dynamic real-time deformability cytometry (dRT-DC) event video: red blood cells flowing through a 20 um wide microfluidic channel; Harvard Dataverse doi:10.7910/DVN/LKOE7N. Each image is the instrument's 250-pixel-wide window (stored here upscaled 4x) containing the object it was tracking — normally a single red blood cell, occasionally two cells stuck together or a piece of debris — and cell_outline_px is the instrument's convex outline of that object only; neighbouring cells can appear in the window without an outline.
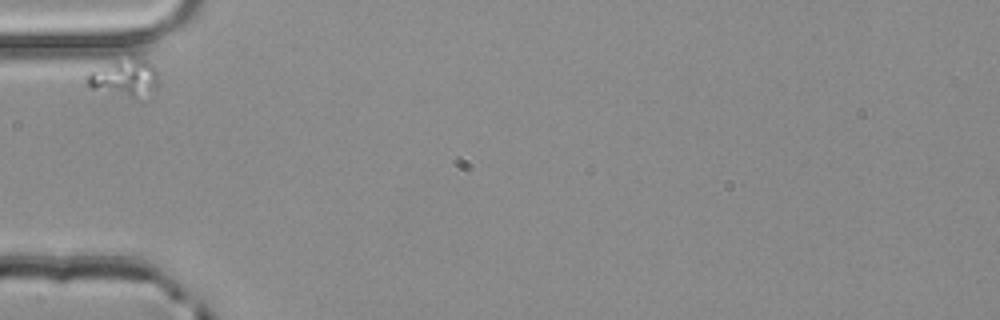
{"species": "common noctule bat (a hibernating species)", "species_latin": "Nyctalus noctula", "temperature_condition": "room temperature", "stored_images_in_passage": 2, "camera_frame_rate_fps": 3000, "um_per_image_px": 0.085, "animal": {"sex": "male", "body_mass_g": 20.4}, "frame": {"image": 1, "passage_image": 1, "time_ms": 0.0, "image_size_px": [1000, 320], "cell_outline_px": [[156, 84], [152, 88], [132, 100], [92, 88], [84, 80], [92, 72], [112, 60], [132, 56], [140, 56], [148, 60], [156, 68]], "centroid_in_image_um": [10.57, 6.57], "position_along_channel_um": 74.4, "area_um2": 15.49}}